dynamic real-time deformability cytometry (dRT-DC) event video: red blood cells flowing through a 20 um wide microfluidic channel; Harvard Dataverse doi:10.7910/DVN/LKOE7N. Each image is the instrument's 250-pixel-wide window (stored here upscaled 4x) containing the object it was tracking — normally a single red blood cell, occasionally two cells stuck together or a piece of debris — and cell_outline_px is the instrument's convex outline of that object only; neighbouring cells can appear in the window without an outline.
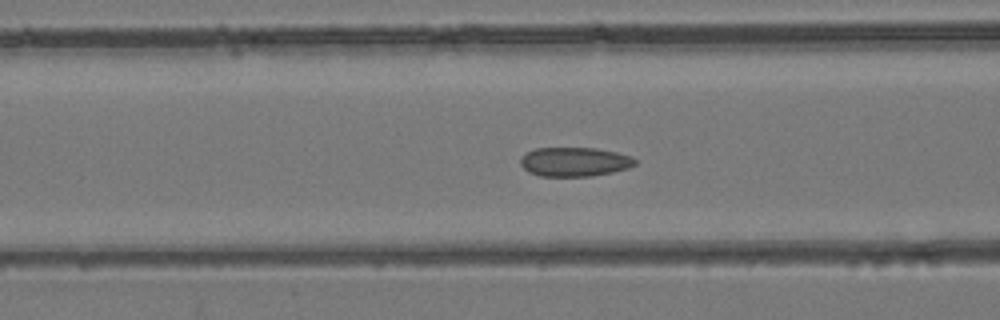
{"species": "common noctule bat (a hibernating species)", "species_latin": "Nyctalus noctula", "temperature_condition": "room temperature", "stored_images_in_passage": 46, "camera_frame_rate_fps": 3000, "um_per_image_px": 0.085, "animal": {"sex": "female", "body_mass_g": 24.6, "forearm_length_mm": 56.2}, "frame": {"image": 1, "passage_image": 18, "time_ms": 5.667, "image_size_px": [1000, 320], "cell_outline_px": [[636, 164], [628, 168], [612, 172], [592, 176], [540, 176], [528, 172], [520, 164], [520, 160], [528, 152], [536, 148], [596, 148], [616, 152], [632, 156], [636, 160]], "centroid_in_image_um": [48.86, 13.76], "position_along_channel_um": 117.7, "area_um2": 19.42}}
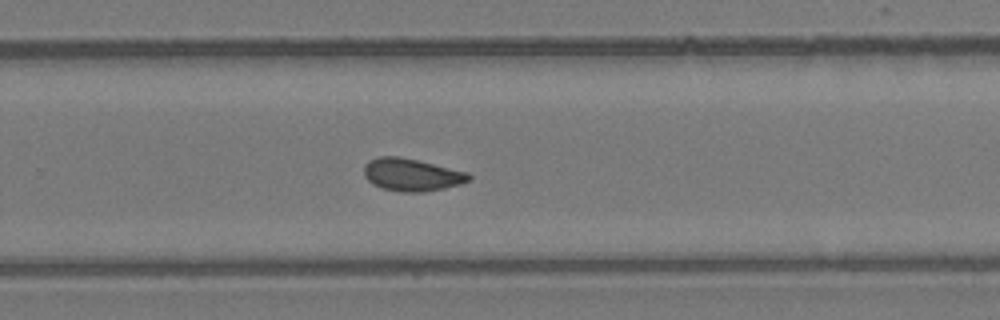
{"frame": {"image": 2, "passage_image": 30, "time_ms": 9.667, "image_size_px": [1000, 320], "cell_outline_px": [[472, 180], [460, 184], [444, 188], [420, 192], [400, 192], [380, 188], [372, 184], [364, 176], [364, 164], [368, 160], [380, 156], [396, 156], [416, 160], [468, 172], [472, 176]], "centroid_in_image_um": [34.97, 14.86], "position_along_channel_um": 294.8, "area_um2": 19.94}}
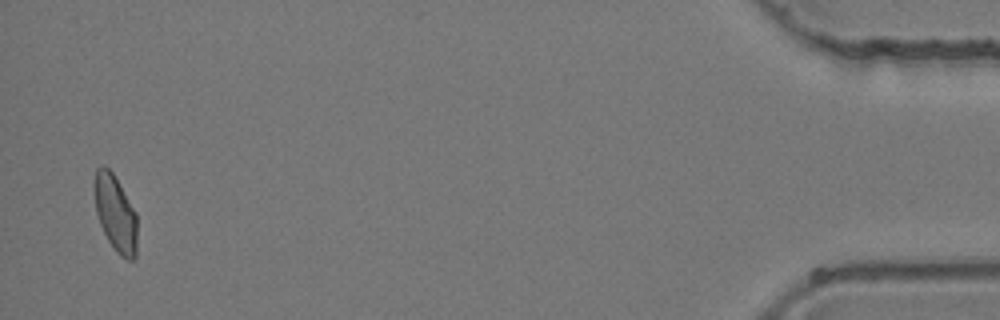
{"frame": {"image": 3, "passage_image": 45, "time_ms": 14.667, "image_size_px": [1000, 320], "cell_outline_px": [[136, 256], [132, 260], [128, 260], [120, 256], [116, 252], [108, 240], [100, 224], [96, 212], [92, 184], [96, 168], [104, 164], [112, 172], [136, 212]], "centroid_in_image_um": [9.78, 18.1], "position_along_channel_um": 425.4, "area_um2": 19.19}}